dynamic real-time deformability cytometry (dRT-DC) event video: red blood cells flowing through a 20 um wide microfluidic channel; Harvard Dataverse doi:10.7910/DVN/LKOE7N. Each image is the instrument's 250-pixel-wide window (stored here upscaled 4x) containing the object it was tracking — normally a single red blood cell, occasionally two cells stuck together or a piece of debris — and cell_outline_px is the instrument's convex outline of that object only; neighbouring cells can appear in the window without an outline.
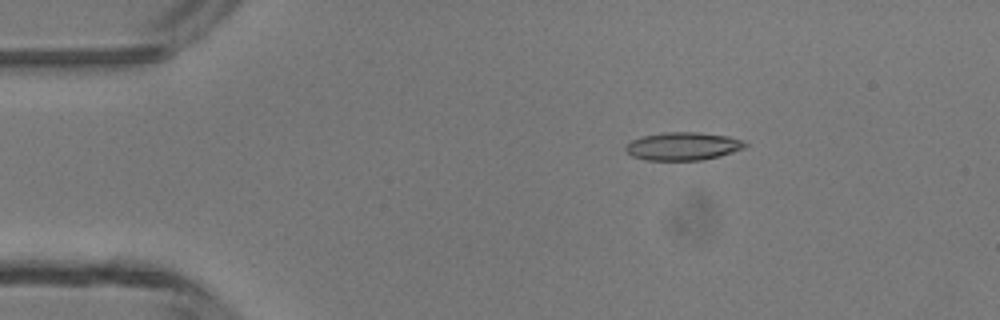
{"species": "common noctule bat (a hibernating species)", "species_latin": "Nyctalus noctula", "temperature_condition": "room temperature", "stored_images_in_passage": 3, "camera_frame_rate_fps": 3000, "um_per_image_px": 0.085, "animal": {"sex": "male", "body_mass_g": 13.3}, "frame": {"image": 1, "passage_image": 2, "time_ms": 1.333, "image_size_px": [1000, 320], "cell_outline_px": [[748, 144], [744, 148], [720, 156], [700, 160], [644, 160], [632, 156], [624, 148], [632, 140], [644, 136], [664, 132], [700, 132], [728, 136], [744, 140]], "centroid_in_image_um": [58.08, 12.42], "position_along_channel_um": 26.9, "area_um2": 19.48}}